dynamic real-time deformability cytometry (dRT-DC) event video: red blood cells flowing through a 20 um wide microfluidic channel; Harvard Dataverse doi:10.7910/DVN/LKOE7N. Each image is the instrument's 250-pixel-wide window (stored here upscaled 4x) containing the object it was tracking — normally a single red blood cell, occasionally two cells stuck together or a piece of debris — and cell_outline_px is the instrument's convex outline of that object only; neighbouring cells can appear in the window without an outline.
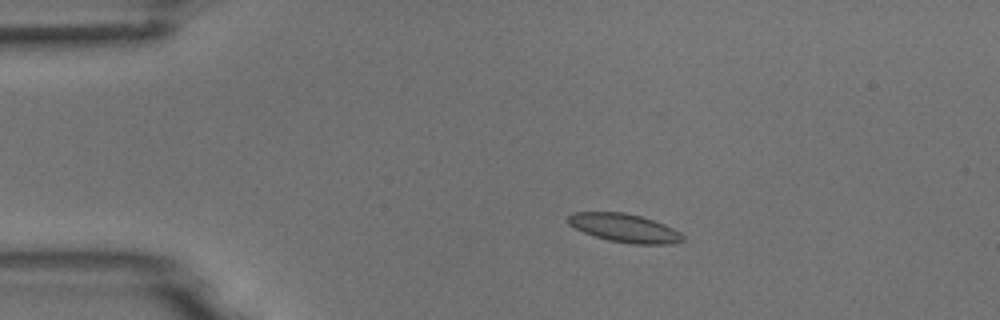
{"species": "common noctule bat (a hibernating species)", "species_latin": "Nyctalus noctula", "temperature_condition": "room temperature", "stored_images_in_passage": 7, "camera_frame_rate_fps": 3000, "um_per_image_px": 0.085, "animal": {"sex": "male", "body_mass_g": 18.8}, "frame": {"image": 1, "passage_image": 4, "time_ms": 3.333, "image_size_px": [1000, 320], "cell_outline_px": [[684, 240], [672, 244], [632, 244], [608, 240], [584, 232], [568, 224], [568, 216], [572, 212], [624, 212], [640, 216], [664, 224], [680, 232], [684, 236]], "centroid_in_image_um": [53.09, 19.38], "position_along_channel_um": 31.9, "area_um2": 18.9}}
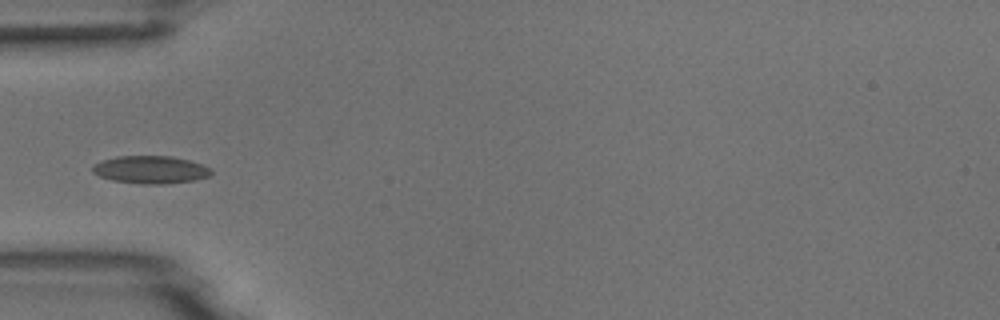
{"frame": {"image": 2, "passage_image": 6, "time_ms": 5.667, "image_size_px": [1000, 320], "cell_outline_px": [[212, 172], [208, 176], [196, 180], [164, 184], [140, 184], [112, 180], [100, 176], [92, 172], [92, 164], [116, 156], [172, 156], [188, 160], [212, 168]], "centroid_in_image_um": [12.79, 14.42], "position_along_channel_um": 72.2, "area_um2": 19.19}}